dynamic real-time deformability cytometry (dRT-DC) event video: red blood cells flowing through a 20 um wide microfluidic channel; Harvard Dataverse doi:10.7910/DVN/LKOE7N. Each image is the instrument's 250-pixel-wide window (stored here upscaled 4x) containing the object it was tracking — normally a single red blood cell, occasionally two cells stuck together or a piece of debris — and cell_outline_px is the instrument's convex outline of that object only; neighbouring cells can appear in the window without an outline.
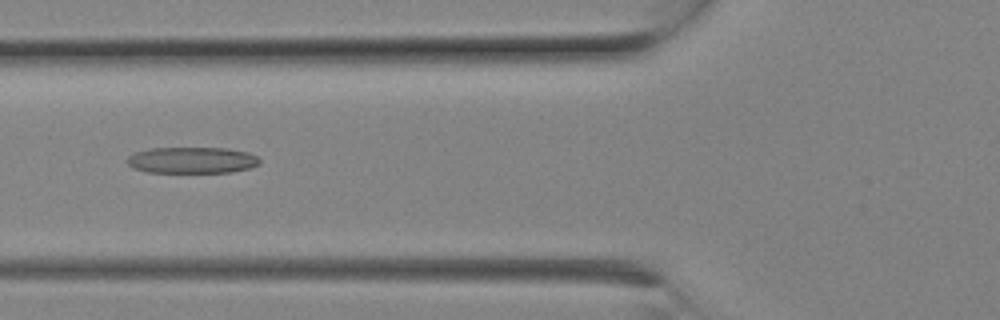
{"species": "Egyptian fruit bat (a non-hibernating species)", "species_latin": "Rousettus aegyptiacus", "temperature_condition": "room temperature", "stored_images_in_passage": 4, "camera_frame_rate_fps": 3000, "um_per_image_px": 0.085, "animal": {"sex": "female"}, "frame": {"image": 1, "passage_image": 2, "time_ms": 0.333, "image_size_px": [1000, 320], "cell_outline_px": [[260, 164], [252, 168], [232, 172], [148, 172], [132, 168], [124, 160], [128, 156], [136, 152], [148, 148], [228, 148], [248, 152], [256, 156], [260, 160]], "centroid_in_image_um": [16.32, 13.61], "position_along_channel_um": 109.5, "area_um2": 20.52}}
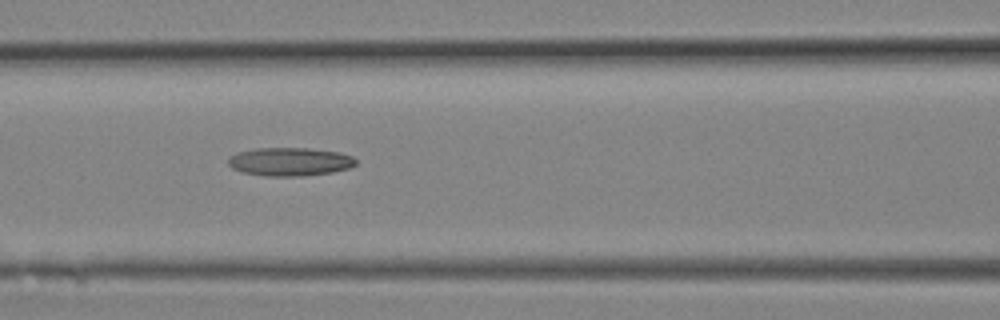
{"frame": {"image": 2, "passage_image": 3, "time_ms": 0.667, "image_size_px": [1000, 320], "cell_outline_px": [[356, 164], [352, 168], [332, 172], [300, 176], [264, 176], [244, 172], [232, 168], [228, 164], [228, 156], [236, 152], [256, 148], [308, 148], [340, 152], [352, 156], [356, 160]], "centroid_in_image_um": [24.64, 13.74], "position_along_channel_um": 142.0, "area_um2": 21.27}}
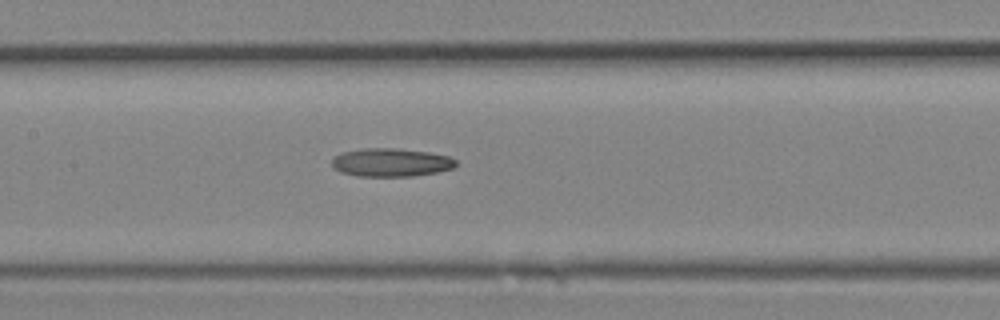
{"frame": {"image": 3, "passage_image": 4, "time_ms": 1.0, "image_size_px": [1000, 320], "cell_outline_px": [[456, 164], [452, 168], [436, 172], [412, 176], [356, 176], [340, 172], [332, 164], [332, 156], [340, 152], [364, 148], [396, 148], [428, 152], [448, 156], [456, 160]], "centroid_in_image_um": [33.18, 13.8], "position_along_channel_um": 174.2, "area_um2": 20.46}}